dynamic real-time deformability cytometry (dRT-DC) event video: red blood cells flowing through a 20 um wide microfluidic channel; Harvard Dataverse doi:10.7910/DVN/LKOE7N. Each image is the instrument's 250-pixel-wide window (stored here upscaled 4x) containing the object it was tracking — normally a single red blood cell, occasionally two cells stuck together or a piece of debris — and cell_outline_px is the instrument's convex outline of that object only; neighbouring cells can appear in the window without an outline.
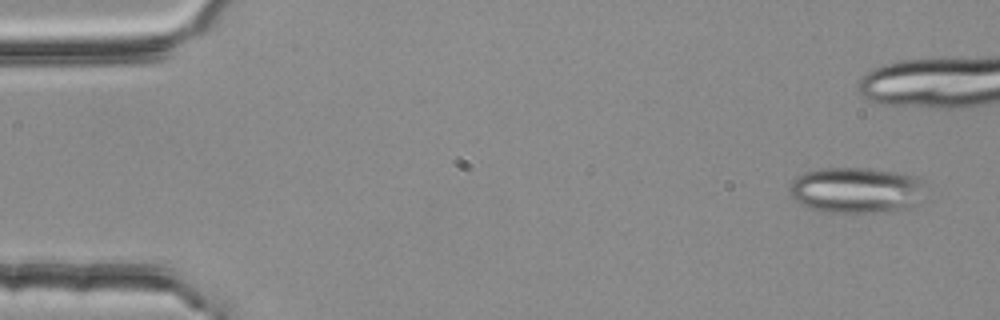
{"species": "common noctule bat (a hibernating species)", "species_latin": "Nyctalus noctula", "temperature_condition": "room temperature", "stored_images_in_passage": 6, "camera_frame_rate_fps": 3000, "um_per_image_px": 0.085, "animal": {"sex": "female", "body_mass_g": 25.1}, "frame": {"image": 1, "passage_image": 1, "time_ms": 0.0, "image_size_px": [1000, 320], "cell_outline_px": [[924, 180], [912, 204], [908, 208], [876, 212], [832, 212], [812, 208], [800, 204], [792, 200], [788, 192], [788, 188], [792, 180], [796, 176], [804, 172], [820, 168], [868, 168], [900, 172], [920, 176]], "centroid_in_image_um": [72.67, 16.13], "position_along_channel_um": 12.3, "area_um2": 36.07}}